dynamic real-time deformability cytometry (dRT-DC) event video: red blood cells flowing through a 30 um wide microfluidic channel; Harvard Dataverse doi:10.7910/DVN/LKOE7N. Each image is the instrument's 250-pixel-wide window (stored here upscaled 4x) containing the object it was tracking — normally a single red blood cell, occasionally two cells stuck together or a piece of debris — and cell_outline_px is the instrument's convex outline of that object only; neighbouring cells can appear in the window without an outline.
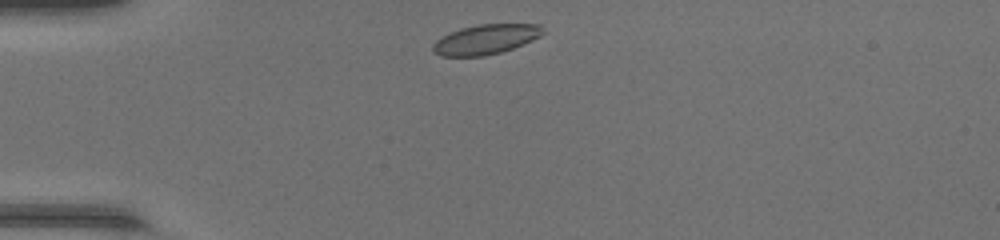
{"species": "common noctule bat (a hibernating species)", "species_latin": "Nyctalus noctula", "temperature_condition": "warm", "stored_images_in_passage": 36, "camera_frame_rate_fps": 3000, "um_per_image_px": 0.085, "animal": {"sex": "female", "body_mass_g": 17.0, "forearm_length_mm": 48.0}, "frame": {"image": 1, "passage_image": 1, "time_ms": 0.0, "image_size_px": [1000, 240], "cell_outline_px": [[544, 32], [540, 36], [532, 40], [512, 48], [500, 52], [484, 56], [440, 56], [432, 52], [432, 44], [436, 40], [460, 28], [476, 24], [540, 24]], "centroid_in_image_um": [41.26, 3.34], "position_along_channel_um": 43.7, "area_um2": 19.02}}
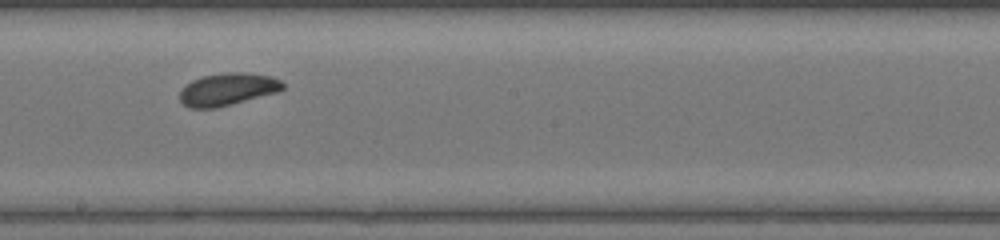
{"frame": {"image": 2, "passage_image": 16, "time_ms": 5.0, "image_size_px": [1000, 240], "cell_outline_px": [[284, 88], [280, 92], [216, 108], [188, 108], [180, 100], [180, 88], [184, 84], [192, 80], [204, 76], [224, 72], [248, 72], [272, 76], [280, 80], [284, 84]], "centroid_in_image_um": [19.36, 7.58], "position_along_channel_um": 228.8, "area_um2": 19.83}}
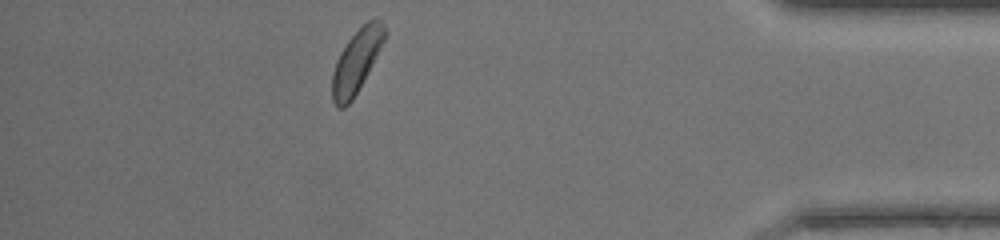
{"frame": {"image": 3, "passage_image": 31, "time_ms": 10.0, "image_size_px": [1000, 240], "cell_outline_px": [[388, 32], [376, 56], [352, 100], [344, 108], [336, 108], [332, 100], [332, 72], [336, 60], [340, 52], [348, 40], [372, 16], [376, 16], [384, 24]], "centroid_in_image_um": [30.29, 5.17], "position_along_channel_um": 404.9, "area_um2": 19.13}, "authors_computed_cell_mechanics": {"area_um2": 19.1896, "velocity_mm_per_s": 4.3484, "shape_relaxation_time_tau1_ms": 1.6588, "shape_relaxation_time_tau2_ms": null, "deformation_change_tau1": 0.0631, "deformation_change_tau2": null}}